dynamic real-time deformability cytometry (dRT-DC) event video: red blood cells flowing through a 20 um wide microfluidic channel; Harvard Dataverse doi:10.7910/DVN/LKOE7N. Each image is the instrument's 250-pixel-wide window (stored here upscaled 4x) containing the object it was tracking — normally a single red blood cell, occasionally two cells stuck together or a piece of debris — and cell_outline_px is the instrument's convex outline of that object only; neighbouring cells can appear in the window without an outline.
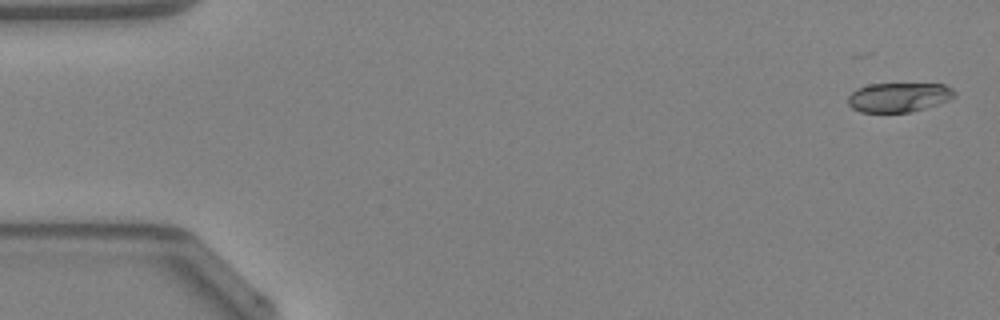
{"species": "Egyptian fruit bat (a non-hibernating species)", "species_latin": "Rousettus aegyptiacus", "temperature_condition": "warm", "stored_images_in_passage": 27, "camera_frame_rate_fps": 3000, "um_per_image_px": 0.085, "animal": {"sex": "female"}, "frame": {"image": 1, "passage_image": 2, "time_ms": 0.333, "image_size_px": [1000, 320], "cell_outline_px": [[956, 96], [948, 100], [912, 112], [860, 112], [852, 108], [848, 104], [848, 96], [856, 88], [868, 84], [944, 84], [952, 88], [956, 92]], "centroid_in_image_um": [76.38, 8.26], "position_along_channel_um": 8.6, "area_um2": 18.26}}
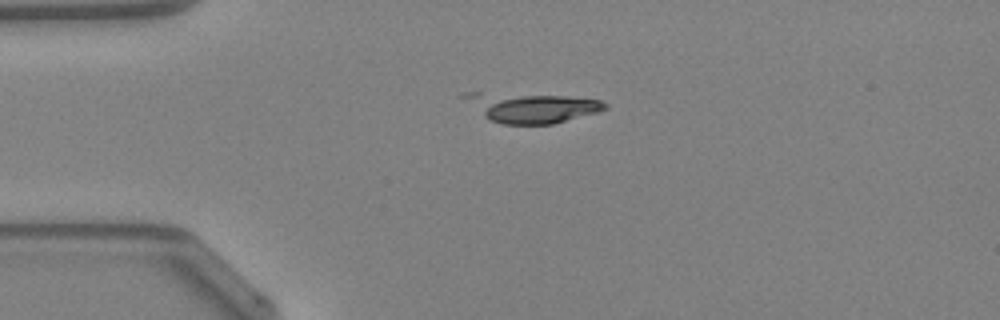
{"frame": {"image": 2, "passage_image": 12, "time_ms": 3.667, "image_size_px": [1000, 320], "cell_outline_px": [[608, 108], [596, 112], [552, 124], [504, 124], [492, 120], [484, 116], [460, 96], [460, 92], [480, 92], [564, 96], [600, 100], [608, 104]], "centroid_in_image_um": [45.14, 9.13], "position_along_channel_um": 39.9, "area_um2": 24.1}}
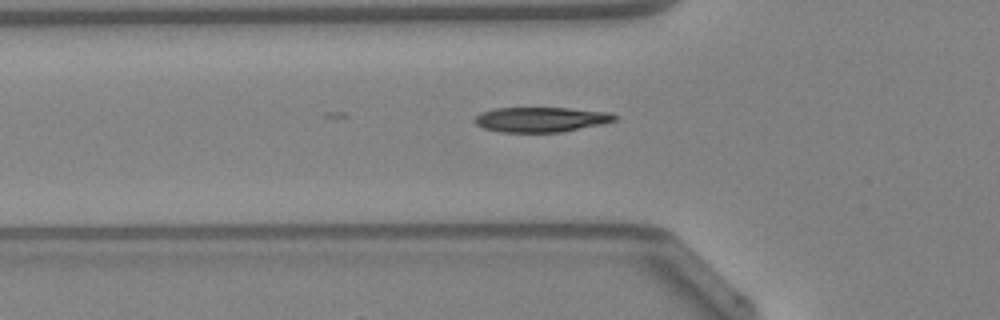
{"frame": {"image": 3, "passage_image": 17, "time_ms": 5.333, "image_size_px": [1000, 320], "cell_outline_px": [[616, 120], [604, 124], [564, 132], [500, 132], [484, 128], [476, 124], [472, 120], [480, 112], [496, 108], [568, 108], [612, 112], [616, 116]], "centroid_in_image_um": [46.0, 10.16], "position_along_channel_um": 79.8, "area_um2": 20.58}}